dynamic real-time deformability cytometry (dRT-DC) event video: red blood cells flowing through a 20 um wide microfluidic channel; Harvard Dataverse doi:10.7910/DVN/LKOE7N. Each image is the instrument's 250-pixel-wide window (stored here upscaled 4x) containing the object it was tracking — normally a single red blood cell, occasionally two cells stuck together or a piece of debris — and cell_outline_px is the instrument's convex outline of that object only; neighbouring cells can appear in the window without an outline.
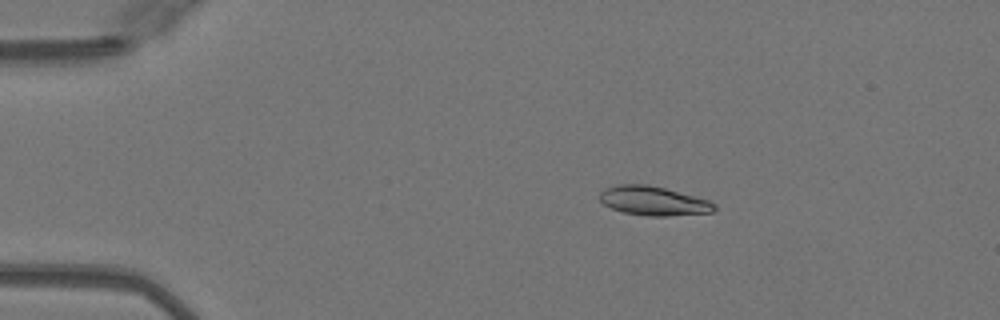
{"species": "Egyptian fruit bat (a non-hibernating species)", "species_latin": "Rousettus aegyptiacus", "temperature_condition": "warm", "stored_images_in_passage": 50, "camera_frame_rate_fps": 3000, "um_per_image_px": 0.085, "animal": {"sex": "female"}, "frame": {"image": 1, "passage_image": 9, "time_ms": 2.667, "image_size_px": [1000, 320], "cell_outline_px": [[716, 208], [712, 212], [668, 216], [648, 216], [624, 212], [612, 208], [604, 204], [600, 200], [600, 192], [604, 188], [620, 184], [648, 184], [664, 188], [708, 200], [716, 204]], "centroid_in_image_um": [55.53, 17.07], "position_along_channel_um": 29.5, "area_um2": 19.31}}
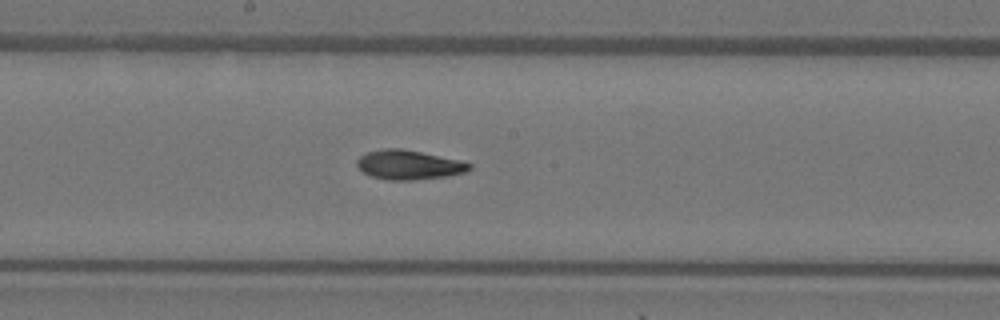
{"frame": {"image": 2, "passage_image": 27, "time_ms": 8.667, "image_size_px": [1000, 320], "cell_outline_px": [[472, 168], [468, 172], [448, 176], [412, 180], [388, 180], [372, 176], [364, 172], [356, 164], [356, 160], [360, 156], [368, 152], [384, 148], [400, 148], [460, 160], [472, 164]], "centroid_in_image_um": [34.78, 14.01], "position_along_channel_um": 213.4, "area_um2": 19.19}}
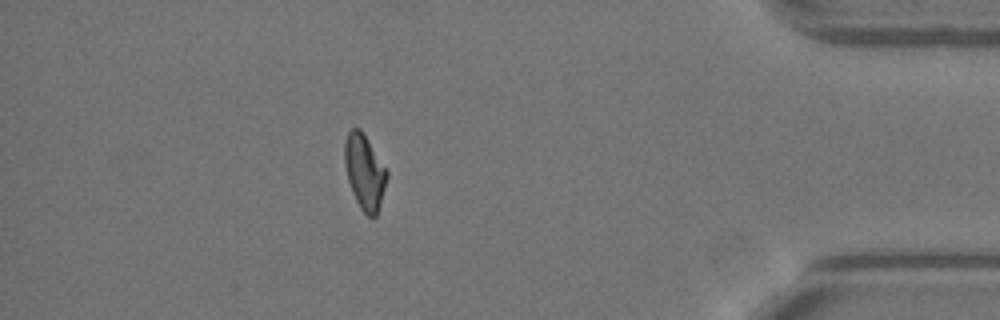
{"frame": {"image": 3, "passage_image": 44, "time_ms": 14.333, "image_size_px": [1000, 320], "cell_outline_px": [[388, 176], [380, 204], [376, 216], [368, 216], [360, 208], [352, 192], [348, 180], [344, 164], [344, 144], [348, 132], [352, 128], [360, 128], [388, 172]], "centroid_in_image_um": [30.97, 14.61], "position_along_channel_um": 404.2, "area_um2": 18.21}, "authors_computed_cell_mechanics": {"area_um2": 19.1318, "velocity_mm_per_s": 4.1122, "shape_relaxation_time_tau1_ms": 7.4997, "shape_relaxation_time_tau2_ms": 2.107, "deformation_change_tau1": 0.2418, "deformation_change_tau2": 0.0837}}